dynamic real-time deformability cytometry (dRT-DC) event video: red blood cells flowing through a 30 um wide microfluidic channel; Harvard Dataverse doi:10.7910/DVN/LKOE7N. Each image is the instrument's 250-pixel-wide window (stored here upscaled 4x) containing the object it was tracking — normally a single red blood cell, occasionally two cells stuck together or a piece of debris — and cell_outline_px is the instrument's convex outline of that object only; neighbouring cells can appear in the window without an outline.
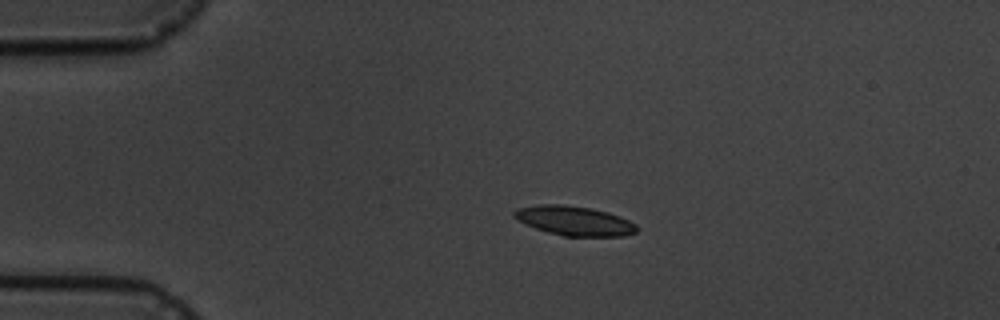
{"species": "common noctule bat (a hibernating species)", "species_latin": "Nyctalus noctula", "temperature_condition": "cold", "stored_images_in_passage": 3, "camera_frame_rate_fps": 3000, "um_per_image_px": 0.085, "animal": {"sex": "male", "body_mass_g": 19.5, "forearm_length_mm": 54.6}, "frame": {"image": 1, "passage_image": 1, "time_ms": 0.0, "image_size_px": [1000, 320], "cell_outline_px": [[640, 228], [636, 232], [624, 236], [564, 236], [548, 232], [524, 224], [516, 220], [512, 216], [512, 212], [516, 208], [540, 204], [564, 204], [592, 208], [608, 212], [620, 216], [636, 224]], "centroid_in_image_um": [48.8, 18.76], "position_along_channel_um": 36.2, "area_um2": 21.33}}